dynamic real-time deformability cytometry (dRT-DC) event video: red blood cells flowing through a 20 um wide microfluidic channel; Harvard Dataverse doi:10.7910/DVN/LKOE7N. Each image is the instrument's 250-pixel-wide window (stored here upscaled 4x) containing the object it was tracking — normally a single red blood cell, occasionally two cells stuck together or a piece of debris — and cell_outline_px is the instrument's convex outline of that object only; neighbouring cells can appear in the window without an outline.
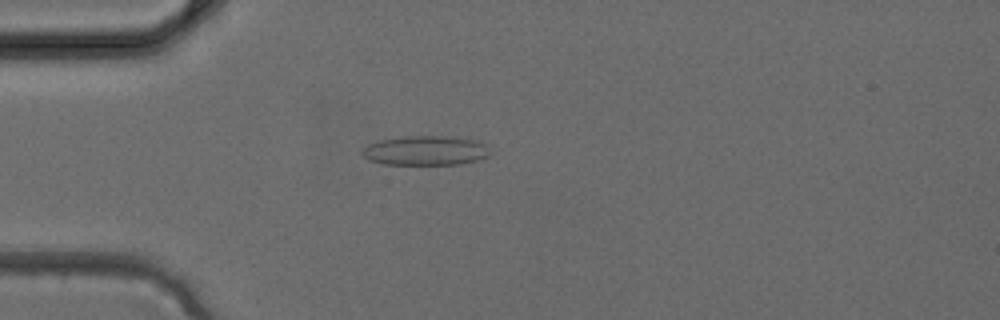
{"species": "common noctule bat (a hibernating species)", "species_latin": "Nyctalus noctula", "temperature_condition": "cold", "stored_images_in_passage": 3, "camera_frame_rate_fps": 3000, "um_per_image_px": 0.085, "animal": {"sex": "female", "body_mass_g": 24.6, "forearm_length_mm": 56.2}, "frame": {"image": 1, "passage_image": 3, "time_ms": 0.667, "image_size_px": [1000, 320], "cell_outline_px": [[488, 156], [476, 160], [460, 164], [384, 164], [368, 160], [360, 152], [368, 144], [380, 140], [404, 136], [448, 136], [476, 140], [484, 144], [488, 148]], "centroid_in_image_um": [36.14, 12.79], "position_along_channel_um": 48.9, "area_um2": 21.85}}